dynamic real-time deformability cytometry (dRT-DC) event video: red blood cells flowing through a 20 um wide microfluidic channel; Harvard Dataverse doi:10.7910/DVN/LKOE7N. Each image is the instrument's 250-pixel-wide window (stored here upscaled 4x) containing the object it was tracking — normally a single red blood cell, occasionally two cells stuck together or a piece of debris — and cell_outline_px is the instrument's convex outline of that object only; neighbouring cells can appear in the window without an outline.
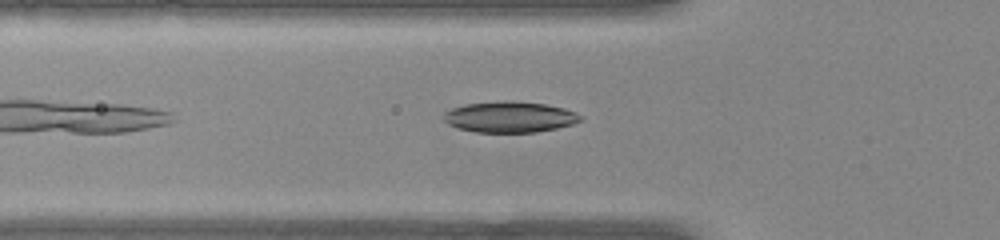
{"species": "common noctule bat (a hibernating species)", "species_latin": "Nyctalus noctula", "temperature_condition": "warm", "stored_images_in_passage": 30, "camera_frame_rate_fps": 3000, "um_per_image_px": 0.085, "animal": {"sex": "female", "body_mass_g": 22.0, "forearm_length_mm": 56.7}, "frame": {"image": 1, "passage_image": 3, "time_ms": 0.667, "image_size_px": [1000, 240], "cell_outline_px": [[584, 120], [572, 124], [556, 128], [536, 132], [476, 132], [460, 128], [448, 124], [444, 120], [444, 112], [452, 108], [464, 104], [500, 100], [512, 100], [544, 104], [564, 108], [584, 116]], "centroid_in_image_um": [43.34, 9.93], "position_along_channel_um": 82.5, "area_um2": 24.8}}
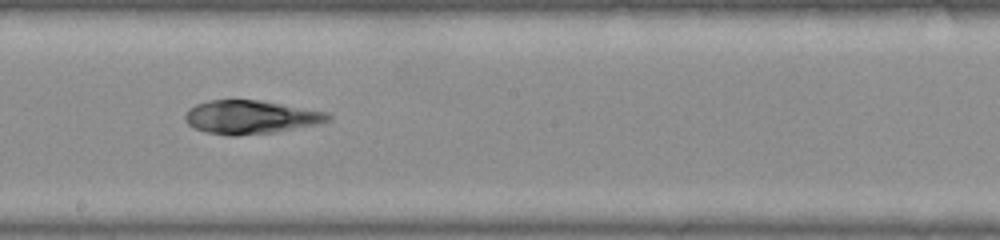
{"frame": {"image": 2, "passage_image": 14, "time_ms": 4.333, "image_size_px": [1000, 240], "cell_outline_px": [[332, 120], [316, 124], [276, 132], [236, 136], [228, 136], [204, 132], [188, 124], [184, 120], [184, 116], [188, 108], [196, 104], [208, 100], [260, 100], [328, 112], [332, 116]], "centroid_in_image_um": [21.29, 9.96], "position_along_channel_um": 226.9, "area_um2": 28.09}}
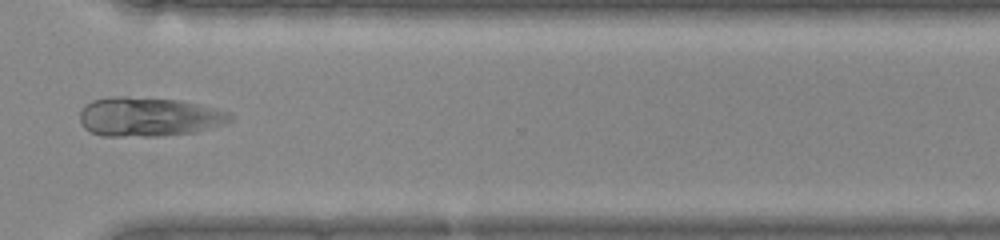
{"frame": {"image": 3, "passage_image": 24, "time_ms": 7.667, "image_size_px": [1000, 240], "cell_outline_px": [[232, 120], [228, 124], [196, 132], [160, 136], [104, 136], [92, 132], [84, 128], [80, 120], [80, 112], [92, 100], [112, 96], [128, 96], [176, 100], [196, 104], [228, 112], [232, 116]], "centroid_in_image_um": [12.66, 9.94], "position_along_channel_um": 357.9, "area_um2": 34.28}}